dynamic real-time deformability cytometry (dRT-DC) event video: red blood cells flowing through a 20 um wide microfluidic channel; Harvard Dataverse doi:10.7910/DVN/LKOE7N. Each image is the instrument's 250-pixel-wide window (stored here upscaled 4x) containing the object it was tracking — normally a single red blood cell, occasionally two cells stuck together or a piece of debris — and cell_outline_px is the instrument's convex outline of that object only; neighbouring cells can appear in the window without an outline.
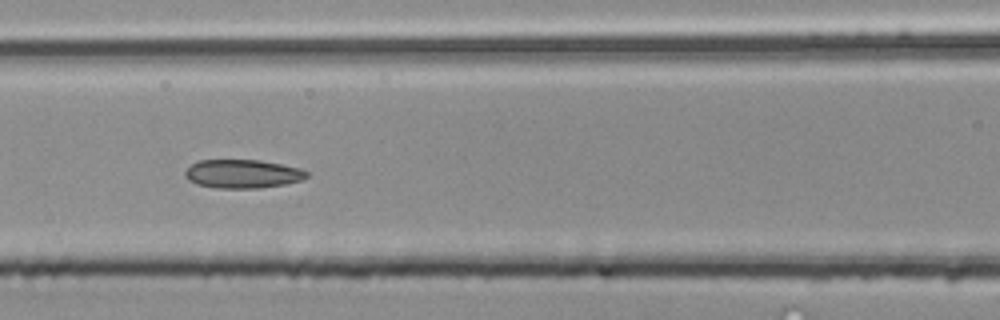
{"species": "common noctule bat (a hibernating species)", "species_latin": "Nyctalus noctula", "temperature_condition": "room temperature", "stored_images_in_passage": 52, "camera_frame_rate_fps": 3000, "um_per_image_px": 0.085, "animal": {"sex": "male", "body_mass_g": 20.4}, "frame": {"image": 1, "passage_image": 23, "time_ms": 7.333, "image_size_px": [1000, 320], "cell_outline_px": [[308, 176], [304, 180], [284, 184], [260, 188], [216, 188], [196, 184], [188, 180], [184, 176], [184, 172], [192, 164], [200, 160], [260, 160], [300, 168], [308, 172]], "centroid_in_image_um": [20.62, 14.78], "position_along_channel_um": 146.0, "area_um2": 20.35}}
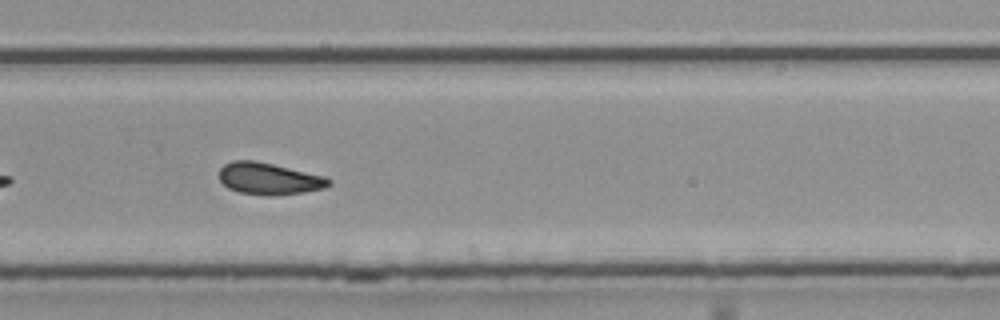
{"frame": {"image": 2, "passage_image": 35, "time_ms": 11.333, "image_size_px": [1000, 320], "cell_outline_px": [[332, 184], [324, 188], [304, 192], [272, 196], [268, 196], [240, 192], [228, 188], [220, 180], [220, 168], [224, 164], [232, 160], [252, 160], [272, 164], [324, 176], [332, 180]], "centroid_in_image_um": [22.87, 15.19], "position_along_channel_um": 306.9, "area_um2": 20.23}}
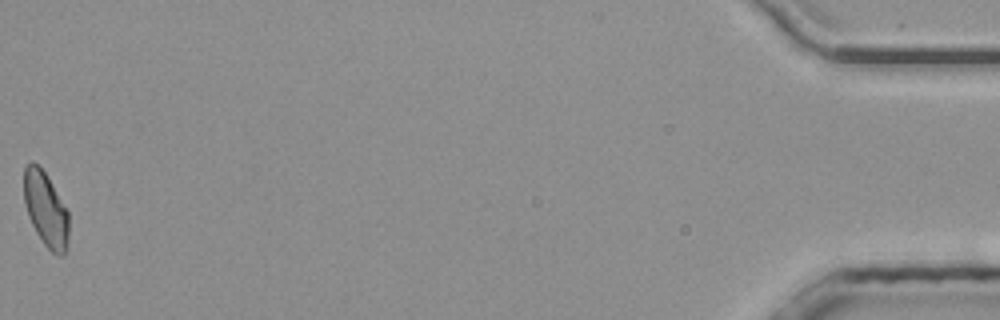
{"frame": {"image": 3, "passage_image": 52, "time_ms": 17.0, "image_size_px": [1000, 320], "cell_outline_px": [[68, 240], [64, 252], [60, 256], [52, 252], [44, 244], [36, 232], [28, 216], [24, 204], [24, 168], [32, 160], [44, 172], [68, 212]], "centroid_in_image_um": [3.86, 17.8], "position_along_channel_um": 431.3, "area_um2": 19.07}, "authors_computed_cell_mechanics": {"area_um2": 20.23, "velocity_mm_per_s": 4.0374, "shape_relaxation_time_tau1_ms": null, "shape_relaxation_time_tau2_ms": 2.4756, "deformation_change_tau1": null, "deformation_change_tau2": 0.0917}}